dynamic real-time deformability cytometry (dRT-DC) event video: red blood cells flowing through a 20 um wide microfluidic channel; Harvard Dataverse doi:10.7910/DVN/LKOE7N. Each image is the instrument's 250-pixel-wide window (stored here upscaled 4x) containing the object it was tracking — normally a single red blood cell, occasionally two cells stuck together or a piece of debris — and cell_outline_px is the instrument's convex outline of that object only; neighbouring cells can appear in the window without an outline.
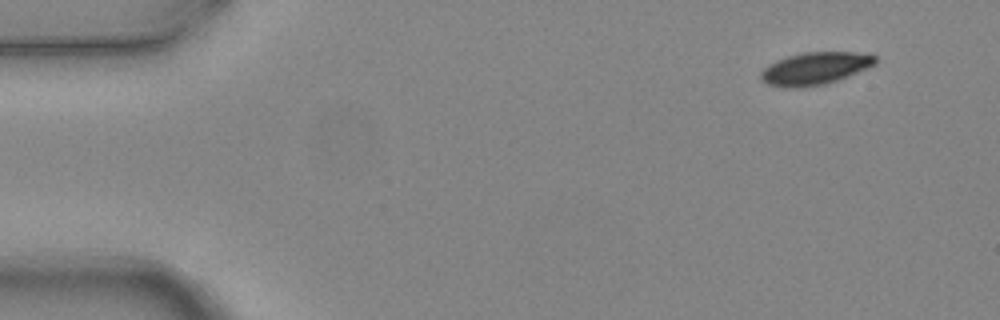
{"species": "common noctule bat (a hibernating species)", "species_latin": "Nyctalus noctula", "temperature_condition": "warm", "stored_images_in_passage": 4, "camera_frame_rate_fps": 3000, "um_per_image_px": 0.085, "animal": {"sex": "female", "body_mass_g": 24.6, "forearm_length_mm": 56.2}, "frame": {"image": 1, "passage_image": 1, "time_ms": 0.0, "image_size_px": [1000, 320], "cell_outline_px": [[876, 64], [868, 68], [848, 76], [824, 84], [800, 88], [784, 88], [768, 84], [760, 80], [760, 72], [768, 64], [776, 60], [788, 56], [804, 52], [852, 52], [876, 56]], "centroid_in_image_um": [69.23, 5.83], "position_along_channel_um": 15.8, "area_um2": 21.68}}
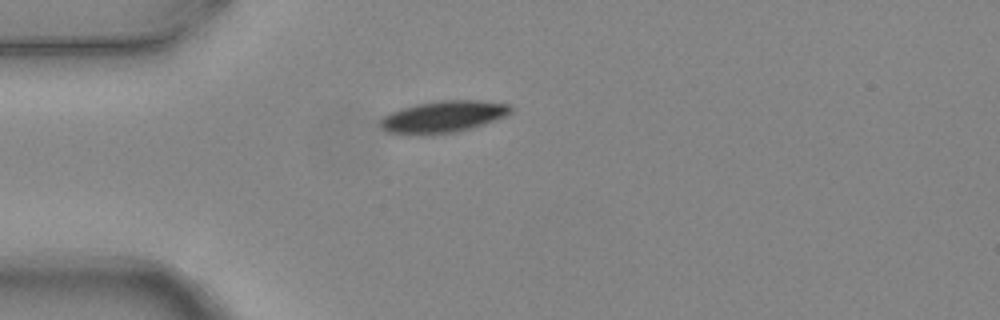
{"frame": {"image": 2, "passage_image": 4, "time_ms": 1.0, "image_size_px": [1000, 320], "cell_outline_px": [[512, 112], [496, 120], [472, 128], [456, 132], [384, 132], [380, 128], [380, 120], [384, 116], [400, 108], [416, 104], [440, 100], [480, 100], [512, 104]], "centroid_in_image_um": [37.74, 9.87], "position_along_channel_um": 47.3, "area_um2": 23.58}}